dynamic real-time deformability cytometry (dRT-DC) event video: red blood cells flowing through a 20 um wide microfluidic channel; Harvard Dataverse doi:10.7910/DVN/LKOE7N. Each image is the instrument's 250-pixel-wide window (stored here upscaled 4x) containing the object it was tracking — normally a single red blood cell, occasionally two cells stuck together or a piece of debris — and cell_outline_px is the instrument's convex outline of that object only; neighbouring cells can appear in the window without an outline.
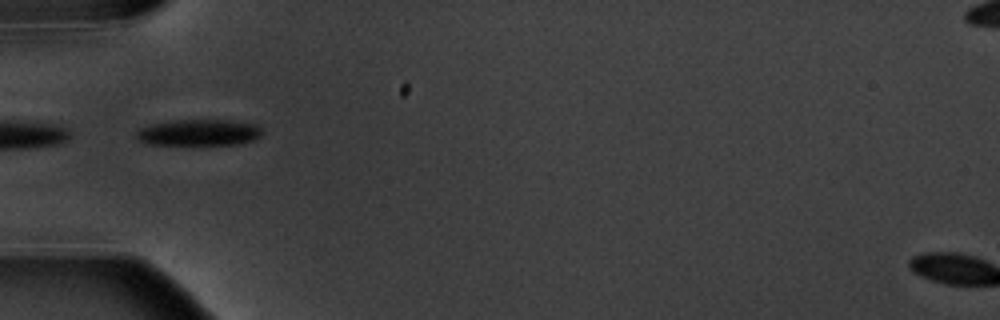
{"species": "common noctule bat (a hibernating species)", "species_latin": "Nyctalus noctula", "temperature_condition": "warm", "stored_images_in_passage": 10, "camera_frame_rate_fps": 3000, "um_per_image_px": 0.085, "animal": {"sex": "male", "body_mass_g": 20.1, "forearm_length_mm": 53.5}, "frame": {"image": 1, "passage_image": 5, "time_ms": 4.667, "image_size_px": [1000, 320], "cell_outline_px": [[260, 136], [256, 140], [240, 144], [148, 144], [140, 140], [136, 136], [136, 132], [140, 128], [152, 124], [172, 120], [228, 120], [256, 124], [260, 128]], "centroid_in_image_um": [16.92, 11.26], "position_along_channel_um": 68.1, "area_um2": 19.13}}